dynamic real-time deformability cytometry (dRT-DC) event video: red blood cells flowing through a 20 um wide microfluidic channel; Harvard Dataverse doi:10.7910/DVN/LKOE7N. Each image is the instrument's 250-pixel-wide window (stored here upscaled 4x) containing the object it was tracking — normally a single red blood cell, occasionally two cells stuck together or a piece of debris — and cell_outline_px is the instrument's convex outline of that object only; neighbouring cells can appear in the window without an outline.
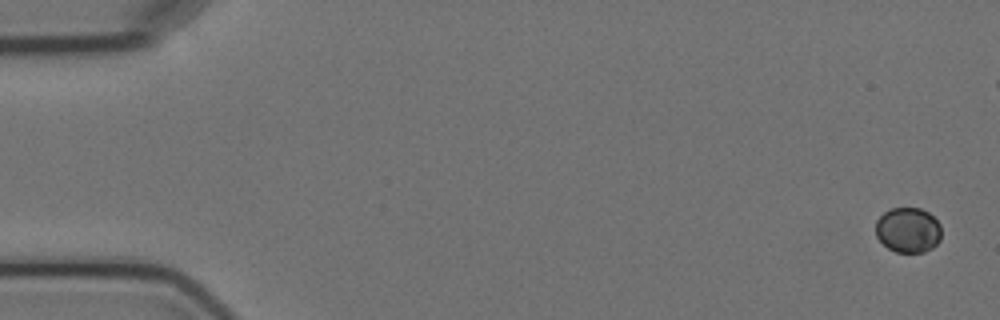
{"species": "Egyptian fruit bat (a non-hibernating species)", "species_latin": "Rousettus aegyptiacus", "temperature_condition": "cold", "stored_images_in_passage": 6, "camera_frame_rate_fps": 3000, "um_per_image_px": 0.085, "animal": {"sex": "female"}, "frame": {"image": 1, "passage_image": 1, "time_ms": 0.0, "image_size_px": [1000, 320], "cell_outline_px": [[940, 240], [932, 248], [924, 252], [896, 252], [888, 248], [876, 236], [876, 220], [884, 212], [892, 208], [920, 208], [928, 212], [940, 224]], "centroid_in_image_um": [77.18, 19.55], "position_along_channel_um": 7.8, "area_um2": 17.22}}
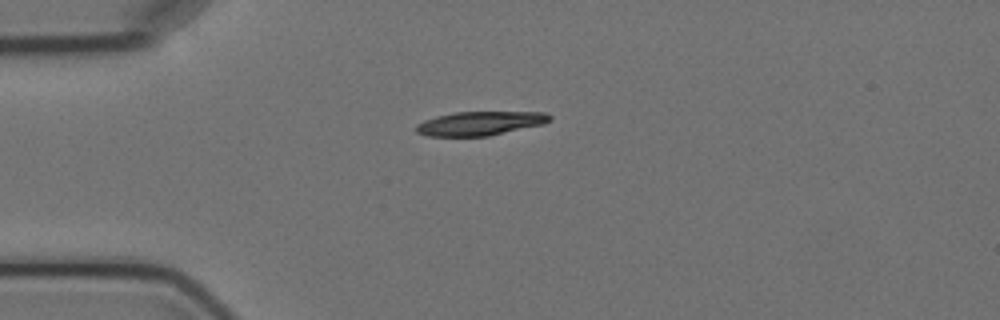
{"frame": {"image": 2, "passage_image": 6, "time_ms": 6.667, "image_size_px": [1000, 320], "cell_outline_px": [[552, 120], [544, 124], [488, 136], [428, 136], [416, 132], [416, 124], [424, 120], [436, 116], [456, 112], [544, 112], [552, 116]], "centroid_in_image_um": [40.82, 10.48], "position_along_channel_um": 44.2, "area_um2": 18.67}}